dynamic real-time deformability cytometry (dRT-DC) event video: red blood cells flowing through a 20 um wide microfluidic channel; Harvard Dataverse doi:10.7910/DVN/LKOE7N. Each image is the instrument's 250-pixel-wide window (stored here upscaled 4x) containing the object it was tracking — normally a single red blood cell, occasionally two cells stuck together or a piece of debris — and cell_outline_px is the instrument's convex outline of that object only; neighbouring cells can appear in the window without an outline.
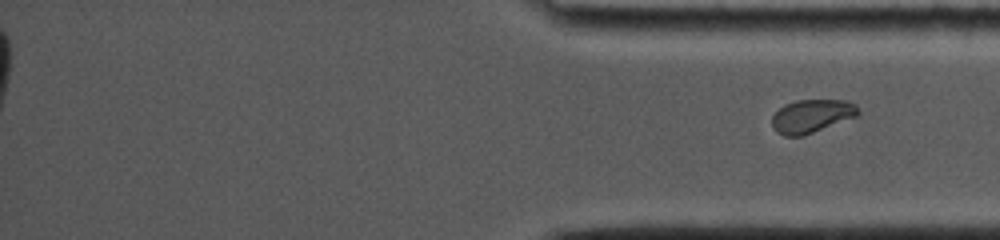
{"species": "common noctule bat (a hibernating species)", "species_latin": "Nyctalus noctula", "temperature_condition": "cold", "stored_images_in_passage": 37, "segment_of_instrument_passage": [2, 2], "camera_frame_rate_fps": 5000, "um_per_image_px": 0.085, "animal": {"sex": "female", "body_mass_g": 19.0, "forearm_length_mm": 53.3}, "frame": {"image": 1, "passage_image": 37, "time_ms": 16.2, "image_size_px": [1000, 240], "cell_outline_px": [[860, 112], [856, 116], [804, 136], [784, 136], [776, 132], [772, 128], [772, 116], [784, 104], [796, 100], [848, 100], [856, 104]], "centroid_in_image_um": [68.98, 9.86], "position_along_channel_um": 366.2, "area_um2": 16.82}}